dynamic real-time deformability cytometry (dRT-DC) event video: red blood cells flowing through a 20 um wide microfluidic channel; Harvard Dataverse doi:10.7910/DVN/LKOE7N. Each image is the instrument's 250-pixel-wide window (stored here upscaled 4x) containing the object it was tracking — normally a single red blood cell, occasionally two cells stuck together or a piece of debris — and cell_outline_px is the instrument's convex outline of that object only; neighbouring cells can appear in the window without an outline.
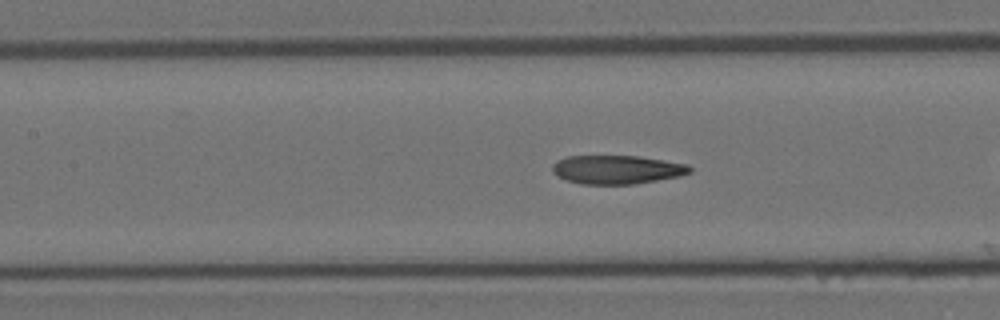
{"species": "Egyptian fruit bat (a non-hibernating species)", "species_latin": "Rousettus aegyptiacus", "temperature_condition": "room temperature", "stored_images_in_passage": 10, "camera_frame_rate_fps": 3000, "um_per_image_px": 0.085, "animal": {"sex": "female"}, "frame": {"image": 1, "passage_image": 8, "time_ms": 2.333, "image_size_px": [1000, 320], "cell_outline_px": [[692, 172], [680, 176], [632, 184], [580, 184], [556, 176], [552, 172], [552, 164], [556, 160], [568, 156], [640, 156], [688, 164], [692, 168]], "centroid_in_image_um": [52.43, 14.41], "position_along_channel_um": 155.0, "area_um2": 23.06}}